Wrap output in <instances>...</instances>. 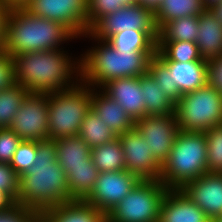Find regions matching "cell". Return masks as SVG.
<instances>
[{"instance_id":"cell-1","label":"cell","mask_w":222,"mask_h":222,"mask_svg":"<svg viewBox=\"0 0 222 222\" xmlns=\"http://www.w3.org/2000/svg\"><path fill=\"white\" fill-rule=\"evenodd\" d=\"M66 47L16 55L15 83L29 93H52L73 88L80 81V55ZM73 55V56H72Z\"/></svg>"},{"instance_id":"cell-2","label":"cell","mask_w":222,"mask_h":222,"mask_svg":"<svg viewBox=\"0 0 222 222\" xmlns=\"http://www.w3.org/2000/svg\"><path fill=\"white\" fill-rule=\"evenodd\" d=\"M56 142L38 141L35 164L20 176L16 204L41 214L44 210L72 201L67 175L56 160Z\"/></svg>"},{"instance_id":"cell-3","label":"cell","mask_w":222,"mask_h":222,"mask_svg":"<svg viewBox=\"0 0 222 222\" xmlns=\"http://www.w3.org/2000/svg\"><path fill=\"white\" fill-rule=\"evenodd\" d=\"M79 40L92 43L90 47L84 46L86 49H81L79 54L80 81L94 88H101L113 79L146 74L150 59L156 55V52L117 51L107 41L97 39L90 32Z\"/></svg>"},{"instance_id":"cell-4","label":"cell","mask_w":222,"mask_h":222,"mask_svg":"<svg viewBox=\"0 0 222 222\" xmlns=\"http://www.w3.org/2000/svg\"><path fill=\"white\" fill-rule=\"evenodd\" d=\"M77 40L61 23L36 17L24 7H11L1 49L14 58L25 52L60 49Z\"/></svg>"},{"instance_id":"cell-5","label":"cell","mask_w":222,"mask_h":222,"mask_svg":"<svg viewBox=\"0 0 222 222\" xmlns=\"http://www.w3.org/2000/svg\"><path fill=\"white\" fill-rule=\"evenodd\" d=\"M208 173L204 132L179 131L159 180L168 189H181L187 182Z\"/></svg>"},{"instance_id":"cell-6","label":"cell","mask_w":222,"mask_h":222,"mask_svg":"<svg viewBox=\"0 0 222 222\" xmlns=\"http://www.w3.org/2000/svg\"><path fill=\"white\" fill-rule=\"evenodd\" d=\"M91 110V87L79 81L73 88L49 93V139L77 136Z\"/></svg>"},{"instance_id":"cell-7","label":"cell","mask_w":222,"mask_h":222,"mask_svg":"<svg viewBox=\"0 0 222 222\" xmlns=\"http://www.w3.org/2000/svg\"><path fill=\"white\" fill-rule=\"evenodd\" d=\"M179 131L206 132L222 125V92L208 84L184 93L175 104Z\"/></svg>"},{"instance_id":"cell-8","label":"cell","mask_w":222,"mask_h":222,"mask_svg":"<svg viewBox=\"0 0 222 222\" xmlns=\"http://www.w3.org/2000/svg\"><path fill=\"white\" fill-rule=\"evenodd\" d=\"M168 188L160 180H140L107 215V222H159Z\"/></svg>"},{"instance_id":"cell-9","label":"cell","mask_w":222,"mask_h":222,"mask_svg":"<svg viewBox=\"0 0 222 222\" xmlns=\"http://www.w3.org/2000/svg\"><path fill=\"white\" fill-rule=\"evenodd\" d=\"M88 0H29L23 7L36 17L64 25L76 38L87 33Z\"/></svg>"},{"instance_id":"cell-10","label":"cell","mask_w":222,"mask_h":222,"mask_svg":"<svg viewBox=\"0 0 222 222\" xmlns=\"http://www.w3.org/2000/svg\"><path fill=\"white\" fill-rule=\"evenodd\" d=\"M49 93H28L9 129L22 140L44 141L48 132Z\"/></svg>"},{"instance_id":"cell-11","label":"cell","mask_w":222,"mask_h":222,"mask_svg":"<svg viewBox=\"0 0 222 222\" xmlns=\"http://www.w3.org/2000/svg\"><path fill=\"white\" fill-rule=\"evenodd\" d=\"M127 29L158 32L154 12L139 4L127 5L106 15L89 32L97 39L107 41L114 34Z\"/></svg>"},{"instance_id":"cell-12","label":"cell","mask_w":222,"mask_h":222,"mask_svg":"<svg viewBox=\"0 0 222 222\" xmlns=\"http://www.w3.org/2000/svg\"><path fill=\"white\" fill-rule=\"evenodd\" d=\"M139 181L127 170L99 172L95 187L85 201L107 215Z\"/></svg>"},{"instance_id":"cell-13","label":"cell","mask_w":222,"mask_h":222,"mask_svg":"<svg viewBox=\"0 0 222 222\" xmlns=\"http://www.w3.org/2000/svg\"><path fill=\"white\" fill-rule=\"evenodd\" d=\"M135 127L145 138L151 155L162 166L171 153L174 140L179 132L175 113L146 115L135 122Z\"/></svg>"},{"instance_id":"cell-14","label":"cell","mask_w":222,"mask_h":222,"mask_svg":"<svg viewBox=\"0 0 222 222\" xmlns=\"http://www.w3.org/2000/svg\"><path fill=\"white\" fill-rule=\"evenodd\" d=\"M117 137L123 149L125 169L140 180H159L161 165L151 155L149 145L136 127Z\"/></svg>"},{"instance_id":"cell-15","label":"cell","mask_w":222,"mask_h":222,"mask_svg":"<svg viewBox=\"0 0 222 222\" xmlns=\"http://www.w3.org/2000/svg\"><path fill=\"white\" fill-rule=\"evenodd\" d=\"M181 190L213 221L222 216V173H206Z\"/></svg>"},{"instance_id":"cell-16","label":"cell","mask_w":222,"mask_h":222,"mask_svg":"<svg viewBox=\"0 0 222 222\" xmlns=\"http://www.w3.org/2000/svg\"><path fill=\"white\" fill-rule=\"evenodd\" d=\"M100 89L119 103L134 122L145 117L143 91L139 77L113 79Z\"/></svg>"},{"instance_id":"cell-17","label":"cell","mask_w":222,"mask_h":222,"mask_svg":"<svg viewBox=\"0 0 222 222\" xmlns=\"http://www.w3.org/2000/svg\"><path fill=\"white\" fill-rule=\"evenodd\" d=\"M159 222H212L181 189H168L160 208Z\"/></svg>"},{"instance_id":"cell-18","label":"cell","mask_w":222,"mask_h":222,"mask_svg":"<svg viewBox=\"0 0 222 222\" xmlns=\"http://www.w3.org/2000/svg\"><path fill=\"white\" fill-rule=\"evenodd\" d=\"M91 109L116 136L135 127V122L124 108L100 88L91 87Z\"/></svg>"},{"instance_id":"cell-19","label":"cell","mask_w":222,"mask_h":222,"mask_svg":"<svg viewBox=\"0 0 222 222\" xmlns=\"http://www.w3.org/2000/svg\"><path fill=\"white\" fill-rule=\"evenodd\" d=\"M40 222H107L106 215L85 200H72L44 210Z\"/></svg>"},{"instance_id":"cell-20","label":"cell","mask_w":222,"mask_h":222,"mask_svg":"<svg viewBox=\"0 0 222 222\" xmlns=\"http://www.w3.org/2000/svg\"><path fill=\"white\" fill-rule=\"evenodd\" d=\"M196 44L200 56L211 59L222 55V23L210 9H205L199 16Z\"/></svg>"},{"instance_id":"cell-21","label":"cell","mask_w":222,"mask_h":222,"mask_svg":"<svg viewBox=\"0 0 222 222\" xmlns=\"http://www.w3.org/2000/svg\"><path fill=\"white\" fill-rule=\"evenodd\" d=\"M180 93L195 91L207 84V61L163 62Z\"/></svg>"},{"instance_id":"cell-22","label":"cell","mask_w":222,"mask_h":222,"mask_svg":"<svg viewBox=\"0 0 222 222\" xmlns=\"http://www.w3.org/2000/svg\"><path fill=\"white\" fill-rule=\"evenodd\" d=\"M67 175V185L73 200H85L93 191L99 170L94 165L91 155L86 165L62 166Z\"/></svg>"},{"instance_id":"cell-23","label":"cell","mask_w":222,"mask_h":222,"mask_svg":"<svg viewBox=\"0 0 222 222\" xmlns=\"http://www.w3.org/2000/svg\"><path fill=\"white\" fill-rule=\"evenodd\" d=\"M158 32L127 29L111 36L107 42L120 52H157Z\"/></svg>"},{"instance_id":"cell-24","label":"cell","mask_w":222,"mask_h":222,"mask_svg":"<svg viewBox=\"0 0 222 222\" xmlns=\"http://www.w3.org/2000/svg\"><path fill=\"white\" fill-rule=\"evenodd\" d=\"M146 115H167L175 112V103L160 89L152 75L147 72L139 77Z\"/></svg>"},{"instance_id":"cell-25","label":"cell","mask_w":222,"mask_h":222,"mask_svg":"<svg viewBox=\"0 0 222 222\" xmlns=\"http://www.w3.org/2000/svg\"><path fill=\"white\" fill-rule=\"evenodd\" d=\"M204 10L202 0H162L154 12L155 23L159 30L170 20L199 16Z\"/></svg>"},{"instance_id":"cell-26","label":"cell","mask_w":222,"mask_h":222,"mask_svg":"<svg viewBox=\"0 0 222 222\" xmlns=\"http://www.w3.org/2000/svg\"><path fill=\"white\" fill-rule=\"evenodd\" d=\"M57 156L60 166L86 165L91 155L90 146L80 136H70L55 139Z\"/></svg>"},{"instance_id":"cell-27","label":"cell","mask_w":222,"mask_h":222,"mask_svg":"<svg viewBox=\"0 0 222 222\" xmlns=\"http://www.w3.org/2000/svg\"><path fill=\"white\" fill-rule=\"evenodd\" d=\"M156 56L162 62L207 61L200 56L197 44L192 41L157 40Z\"/></svg>"},{"instance_id":"cell-28","label":"cell","mask_w":222,"mask_h":222,"mask_svg":"<svg viewBox=\"0 0 222 222\" xmlns=\"http://www.w3.org/2000/svg\"><path fill=\"white\" fill-rule=\"evenodd\" d=\"M91 158L99 172L125 169L123 149L119 138L91 149Z\"/></svg>"},{"instance_id":"cell-29","label":"cell","mask_w":222,"mask_h":222,"mask_svg":"<svg viewBox=\"0 0 222 222\" xmlns=\"http://www.w3.org/2000/svg\"><path fill=\"white\" fill-rule=\"evenodd\" d=\"M78 136H80L91 149L117 138L113 131L110 130L92 109L83 119Z\"/></svg>"},{"instance_id":"cell-30","label":"cell","mask_w":222,"mask_h":222,"mask_svg":"<svg viewBox=\"0 0 222 222\" xmlns=\"http://www.w3.org/2000/svg\"><path fill=\"white\" fill-rule=\"evenodd\" d=\"M198 24V16H188L170 20L158 30V40L196 42Z\"/></svg>"},{"instance_id":"cell-31","label":"cell","mask_w":222,"mask_h":222,"mask_svg":"<svg viewBox=\"0 0 222 222\" xmlns=\"http://www.w3.org/2000/svg\"><path fill=\"white\" fill-rule=\"evenodd\" d=\"M29 91L15 83L0 90V129L9 128Z\"/></svg>"},{"instance_id":"cell-32","label":"cell","mask_w":222,"mask_h":222,"mask_svg":"<svg viewBox=\"0 0 222 222\" xmlns=\"http://www.w3.org/2000/svg\"><path fill=\"white\" fill-rule=\"evenodd\" d=\"M148 72L160 86L162 92L176 104L182 94L173 82L168 67L156 55L149 61Z\"/></svg>"},{"instance_id":"cell-33","label":"cell","mask_w":222,"mask_h":222,"mask_svg":"<svg viewBox=\"0 0 222 222\" xmlns=\"http://www.w3.org/2000/svg\"><path fill=\"white\" fill-rule=\"evenodd\" d=\"M205 133L208 173H222V125L213 126Z\"/></svg>"},{"instance_id":"cell-34","label":"cell","mask_w":222,"mask_h":222,"mask_svg":"<svg viewBox=\"0 0 222 222\" xmlns=\"http://www.w3.org/2000/svg\"><path fill=\"white\" fill-rule=\"evenodd\" d=\"M38 142L22 140L17 147L11 162L9 163L13 170L22 176L35 164Z\"/></svg>"},{"instance_id":"cell-35","label":"cell","mask_w":222,"mask_h":222,"mask_svg":"<svg viewBox=\"0 0 222 222\" xmlns=\"http://www.w3.org/2000/svg\"><path fill=\"white\" fill-rule=\"evenodd\" d=\"M117 0H88L87 32H89L106 15L122 9Z\"/></svg>"},{"instance_id":"cell-36","label":"cell","mask_w":222,"mask_h":222,"mask_svg":"<svg viewBox=\"0 0 222 222\" xmlns=\"http://www.w3.org/2000/svg\"><path fill=\"white\" fill-rule=\"evenodd\" d=\"M20 176L8 163H0V190L7 192L15 201L19 194Z\"/></svg>"},{"instance_id":"cell-37","label":"cell","mask_w":222,"mask_h":222,"mask_svg":"<svg viewBox=\"0 0 222 222\" xmlns=\"http://www.w3.org/2000/svg\"><path fill=\"white\" fill-rule=\"evenodd\" d=\"M21 141L22 139L9 128L0 129V163L11 162Z\"/></svg>"},{"instance_id":"cell-38","label":"cell","mask_w":222,"mask_h":222,"mask_svg":"<svg viewBox=\"0 0 222 222\" xmlns=\"http://www.w3.org/2000/svg\"><path fill=\"white\" fill-rule=\"evenodd\" d=\"M0 222H40V214L21 205L0 212Z\"/></svg>"},{"instance_id":"cell-39","label":"cell","mask_w":222,"mask_h":222,"mask_svg":"<svg viewBox=\"0 0 222 222\" xmlns=\"http://www.w3.org/2000/svg\"><path fill=\"white\" fill-rule=\"evenodd\" d=\"M15 84V71L13 58L0 49V90Z\"/></svg>"},{"instance_id":"cell-40","label":"cell","mask_w":222,"mask_h":222,"mask_svg":"<svg viewBox=\"0 0 222 222\" xmlns=\"http://www.w3.org/2000/svg\"><path fill=\"white\" fill-rule=\"evenodd\" d=\"M207 84L222 92V55L207 60Z\"/></svg>"},{"instance_id":"cell-41","label":"cell","mask_w":222,"mask_h":222,"mask_svg":"<svg viewBox=\"0 0 222 222\" xmlns=\"http://www.w3.org/2000/svg\"><path fill=\"white\" fill-rule=\"evenodd\" d=\"M16 205V201L5 191L0 190V212L8 211Z\"/></svg>"},{"instance_id":"cell-42","label":"cell","mask_w":222,"mask_h":222,"mask_svg":"<svg viewBox=\"0 0 222 222\" xmlns=\"http://www.w3.org/2000/svg\"><path fill=\"white\" fill-rule=\"evenodd\" d=\"M10 8L0 0V49L4 39L5 19Z\"/></svg>"},{"instance_id":"cell-43","label":"cell","mask_w":222,"mask_h":222,"mask_svg":"<svg viewBox=\"0 0 222 222\" xmlns=\"http://www.w3.org/2000/svg\"><path fill=\"white\" fill-rule=\"evenodd\" d=\"M162 0H138V4L146 8L156 11Z\"/></svg>"},{"instance_id":"cell-44","label":"cell","mask_w":222,"mask_h":222,"mask_svg":"<svg viewBox=\"0 0 222 222\" xmlns=\"http://www.w3.org/2000/svg\"><path fill=\"white\" fill-rule=\"evenodd\" d=\"M9 8L23 7L29 0H2Z\"/></svg>"},{"instance_id":"cell-45","label":"cell","mask_w":222,"mask_h":222,"mask_svg":"<svg viewBox=\"0 0 222 222\" xmlns=\"http://www.w3.org/2000/svg\"><path fill=\"white\" fill-rule=\"evenodd\" d=\"M210 10L215 15V17L222 23V2L213 6Z\"/></svg>"},{"instance_id":"cell-46","label":"cell","mask_w":222,"mask_h":222,"mask_svg":"<svg viewBox=\"0 0 222 222\" xmlns=\"http://www.w3.org/2000/svg\"><path fill=\"white\" fill-rule=\"evenodd\" d=\"M222 0H202L205 9H211L213 6L219 4Z\"/></svg>"},{"instance_id":"cell-47","label":"cell","mask_w":222,"mask_h":222,"mask_svg":"<svg viewBox=\"0 0 222 222\" xmlns=\"http://www.w3.org/2000/svg\"><path fill=\"white\" fill-rule=\"evenodd\" d=\"M119 4H121L123 7L127 5H134L138 4V0H117Z\"/></svg>"},{"instance_id":"cell-48","label":"cell","mask_w":222,"mask_h":222,"mask_svg":"<svg viewBox=\"0 0 222 222\" xmlns=\"http://www.w3.org/2000/svg\"><path fill=\"white\" fill-rule=\"evenodd\" d=\"M212 222H222V216H220V217L217 218V219H214Z\"/></svg>"}]
</instances>
